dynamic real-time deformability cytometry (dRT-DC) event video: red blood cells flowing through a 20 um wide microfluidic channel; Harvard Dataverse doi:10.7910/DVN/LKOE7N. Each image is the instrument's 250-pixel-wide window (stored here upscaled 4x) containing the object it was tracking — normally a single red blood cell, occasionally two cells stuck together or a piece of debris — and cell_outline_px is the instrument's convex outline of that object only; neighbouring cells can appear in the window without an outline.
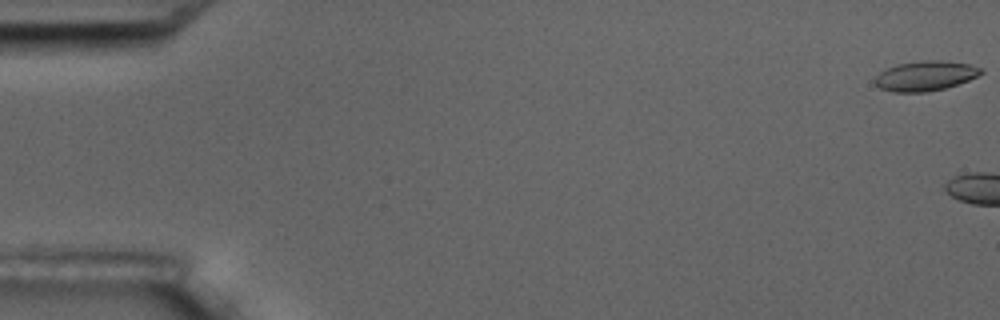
{"species": "common noctule bat (a hibernating species)", "species_latin": "Nyctalus noctula", "temperature_condition": "room temperature", "stored_images_in_passage": 6, "camera_frame_rate_fps": 3000, "um_per_image_px": 0.085, "animal": {"sex": "male", "body_mass_g": 17.5, "forearm_length_mm": 52.3}, "frame": {"image": 1, "passage_image": 1, "time_ms": 0.0, "image_size_px": [1000, 320], "cell_outline_px": [[984, 72], [968, 80], [944, 88], [924, 92], [892, 92], [880, 88], [876, 84], [876, 76], [884, 68], [896, 64], [924, 60], [940, 60], [968, 64], [980, 68]], "centroid_in_image_um": [78.61, 6.44], "position_along_channel_um": 6.4, "area_um2": 18.26}}
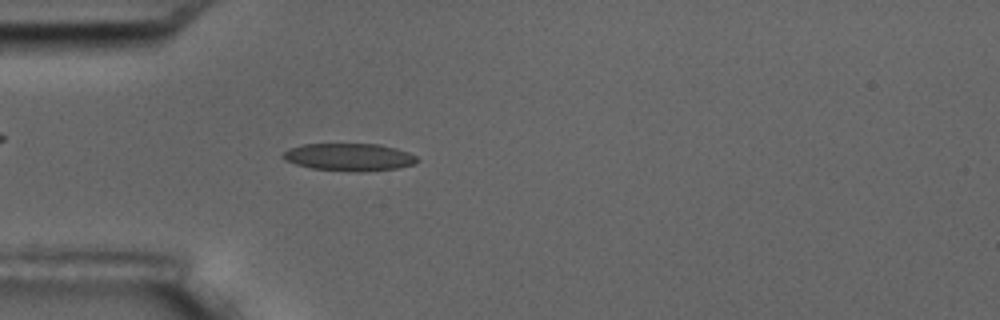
{"frame": {"image": 2, "passage_image": 6, "time_ms": 6.667, "image_size_px": [1000, 320], "cell_outline_px": [[420, 160], [416, 164], [396, 168], [356, 172], [312, 168], [296, 164], [284, 160], [280, 156], [284, 152], [292, 148], [304, 144], [380, 144], [396, 148], [408, 152], [416, 156]], "centroid_in_image_um": [29.71, 13.35], "position_along_channel_um": 55.3, "area_um2": 21.44}}